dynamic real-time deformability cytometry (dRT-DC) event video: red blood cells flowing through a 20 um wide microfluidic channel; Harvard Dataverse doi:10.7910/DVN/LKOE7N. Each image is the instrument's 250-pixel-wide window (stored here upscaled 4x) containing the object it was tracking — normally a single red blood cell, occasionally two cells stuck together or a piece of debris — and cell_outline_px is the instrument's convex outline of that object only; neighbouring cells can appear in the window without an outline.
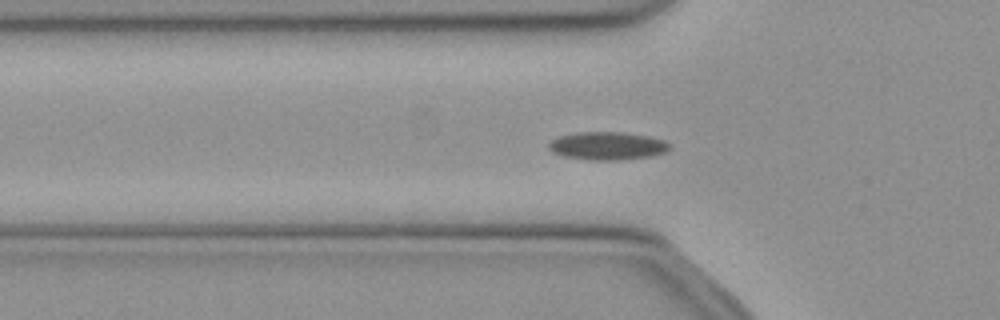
{"species": "common noctule bat (a hibernating species)", "species_latin": "Nyctalus noctula", "temperature_condition": "cold", "stored_images_in_passage": 45, "camera_frame_rate_fps": 3000, "um_per_image_px": 0.085, "animal": {"sex": "female", "body_mass_g": 21.9}, "frame": {"image": 1, "passage_image": 9, "time_ms": 2.667, "image_size_px": [1000, 320], "cell_outline_px": [[672, 148], [668, 152], [652, 156], [620, 160], [588, 160], [564, 156], [552, 152], [548, 148], [548, 144], [552, 140], [560, 136], [576, 132], [620, 132], [648, 136], [664, 140]], "centroid_in_image_um": [51.65, 12.4], "position_along_channel_um": 74.2, "area_um2": 19.83}}
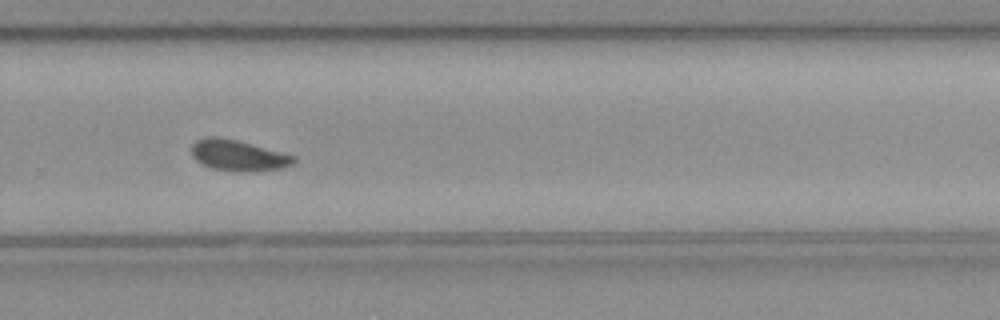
{"frame": {"image": 2, "passage_image": 27, "time_ms": 8.667, "image_size_px": [1000, 320], "cell_outline_px": [[296, 160], [292, 164], [280, 168], [252, 172], [232, 172], [212, 168], [196, 160], [192, 156], [192, 144], [196, 140], [204, 136], [220, 136], [236, 140], [296, 156]], "centroid_in_image_um": [20.22, 13.21], "position_along_channel_um": 309.6, "area_um2": 18.5}}
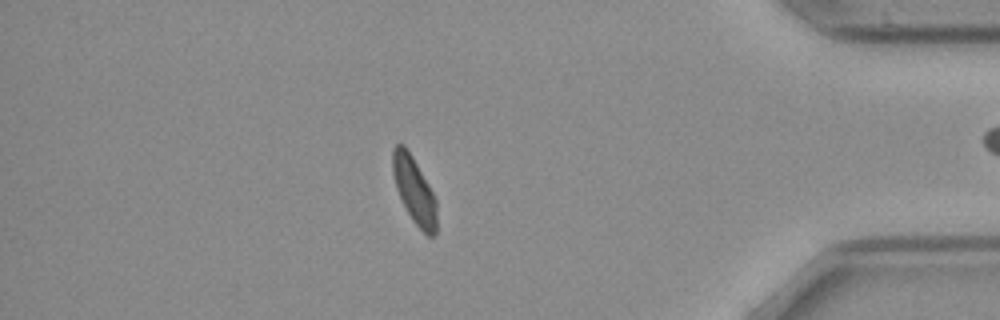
{"frame": {"image": 3, "passage_image": 37, "time_ms": 12.0, "image_size_px": [1000, 320], "cell_outline_px": [[436, 232], [432, 236], [428, 236], [412, 220], [396, 188], [392, 172], [392, 148], [396, 144], [404, 144], [412, 156], [428, 184], [436, 200]], "centroid_in_image_um": [35.19, 16.14], "position_along_channel_um": 400.0, "area_um2": 16.76}}